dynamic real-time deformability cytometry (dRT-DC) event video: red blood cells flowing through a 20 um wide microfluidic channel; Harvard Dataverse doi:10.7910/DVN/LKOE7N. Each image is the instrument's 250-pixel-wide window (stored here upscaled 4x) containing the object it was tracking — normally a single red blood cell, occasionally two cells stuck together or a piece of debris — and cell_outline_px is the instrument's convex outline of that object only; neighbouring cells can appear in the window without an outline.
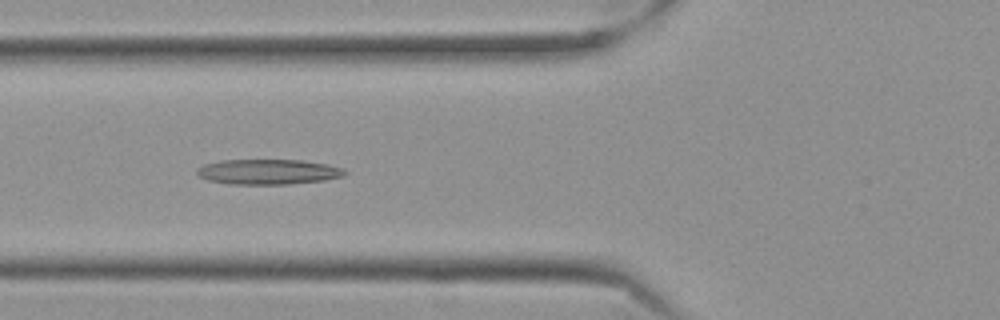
{"species": "Egyptian fruit bat (a non-hibernating species)", "species_latin": "Rousettus aegyptiacus", "temperature_condition": "cold", "stored_images_in_passage": 58, "camera_frame_rate_fps": 3000, "um_per_image_px": 0.085, "frame": {"image": 1, "passage_image": 22, "time_ms": 7.0, "image_size_px": [1000, 320], "cell_outline_px": [[348, 172], [344, 176], [324, 180], [288, 184], [232, 184], [208, 180], [200, 176], [196, 172], [196, 168], [204, 164], [220, 160], [300, 160], [324, 164], [344, 168]], "centroid_in_image_um": [22.79, 14.6], "position_along_channel_um": 103.0, "area_um2": 21.62}}
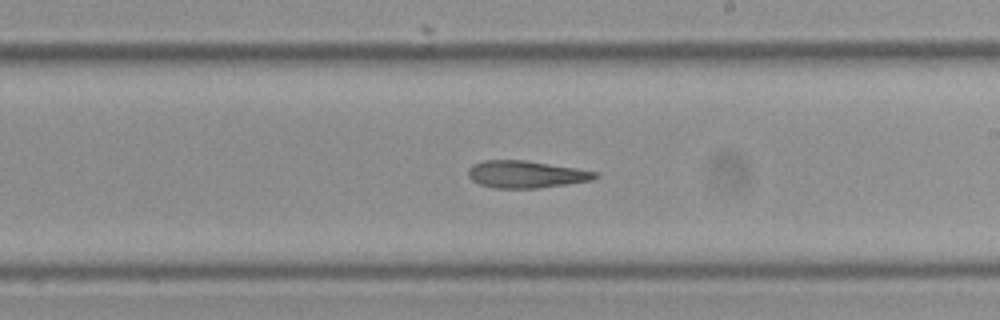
{"frame": {"image": 2, "passage_image": 34, "time_ms": 11.0, "image_size_px": [1000, 320], "cell_outline_px": [[600, 176], [592, 180], [536, 188], [492, 188], [480, 184], [472, 180], [468, 176], [468, 168], [472, 164], [484, 160], [524, 160], [576, 168], [596, 172]], "centroid_in_image_um": [44.67, 14.81], "position_along_channel_um": 244.3, "area_um2": 20.0}}
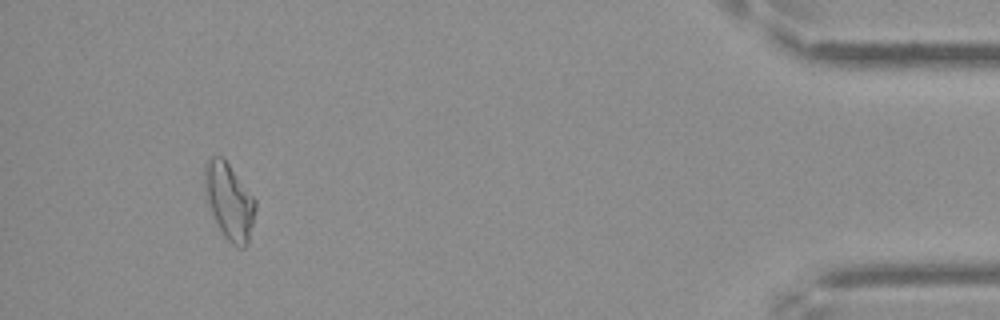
{"frame": {"image": 3, "passage_image": 54, "time_ms": 17.667, "image_size_px": [1000, 320], "cell_outline_px": [[256, 208], [248, 244], [244, 248], [236, 248], [224, 236], [208, 204], [204, 176], [204, 164], [212, 156], [224, 156], [256, 200]], "centroid_in_image_um": [19.51, 17.08], "position_along_channel_um": 415.7, "area_um2": 22.48}, "authors_computed_cell_mechanics": {"area_um2": 21.5016, "velocity_mm_per_s": 3.5222, "shape_relaxation_time_tau1_ms": null, "shape_relaxation_time_tau2_ms": 7.6651, "deformation_change_tau1": null, "deformation_change_tau2": 0.2023}}